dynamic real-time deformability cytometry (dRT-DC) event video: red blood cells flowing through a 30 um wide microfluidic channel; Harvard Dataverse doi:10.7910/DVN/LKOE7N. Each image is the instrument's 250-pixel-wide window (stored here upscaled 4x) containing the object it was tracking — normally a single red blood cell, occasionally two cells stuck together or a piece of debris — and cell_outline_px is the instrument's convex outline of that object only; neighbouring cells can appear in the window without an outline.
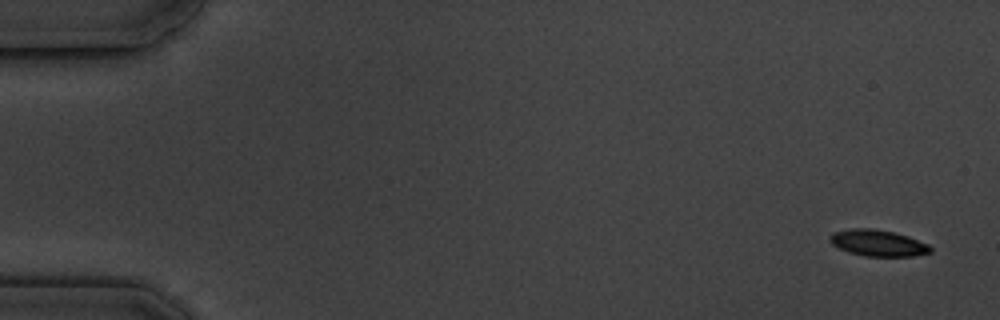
{"species": "common noctule bat (a hibernating species)", "species_latin": "Nyctalus noctula", "temperature_condition": "cold", "stored_images_in_passage": 6, "camera_frame_rate_fps": 3000, "um_per_image_px": 0.085, "animal": {"sex": "male", "body_mass_g": 19.5, "forearm_length_mm": 54.6}, "frame": {"image": 1, "passage_image": 1, "time_ms": 0.0, "image_size_px": [1000, 320], "cell_outline_px": [[932, 252], [912, 256], [864, 256], [848, 252], [832, 244], [828, 240], [828, 236], [832, 232], [852, 228], [872, 228], [892, 232], [908, 236], [928, 244], [932, 248]], "centroid_in_image_um": [74.59, 20.65], "position_along_channel_um": 10.4, "area_um2": 15.49}}
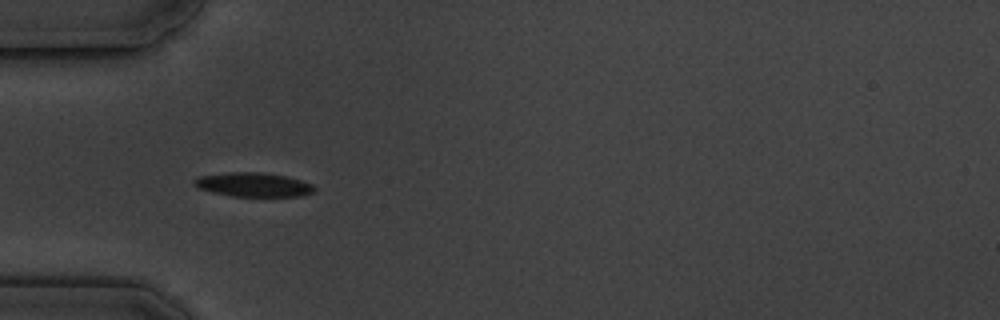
{"frame": {"image": 2, "passage_image": 5, "time_ms": 5.333, "image_size_px": [1000, 320], "cell_outline_px": [[316, 188], [312, 192], [300, 196], [232, 196], [212, 192], [200, 188], [192, 184], [192, 180], [200, 176], [232, 172], [260, 172], [284, 176], [300, 180], [312, 184]], "centroid_in_image_um": [21.52, 15.7], "position_along_channel_um": 63.5, "area_um2": 16.65}}